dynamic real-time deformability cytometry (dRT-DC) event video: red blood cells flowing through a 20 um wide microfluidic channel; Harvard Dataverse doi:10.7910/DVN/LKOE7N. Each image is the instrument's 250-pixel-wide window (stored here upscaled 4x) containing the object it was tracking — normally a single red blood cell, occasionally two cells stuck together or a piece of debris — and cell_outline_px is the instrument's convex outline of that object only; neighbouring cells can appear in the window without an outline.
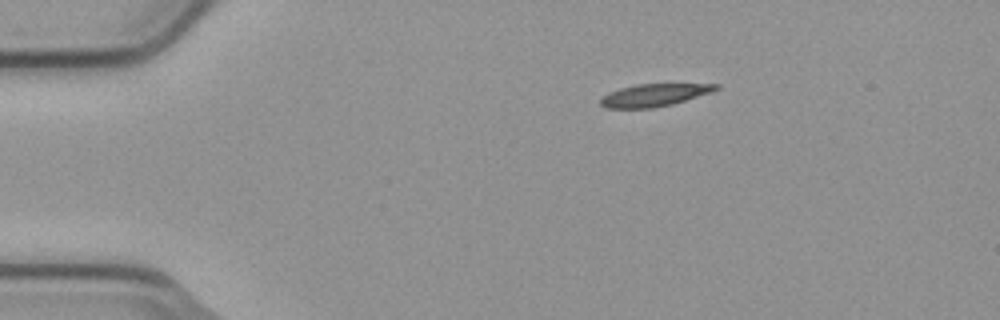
{"species": "common noctule bat (a hibernating species)", "species_latin": "Nyctalus noctula", "temperature_condition": "cold", "stored_images_in_passage": 2, "camera_frame_rate_fps": 3000, "um_per_image_px": 0.085, "animal": {"sex": "male", "body_mass_g": 23.1, "forearm_length_mm": 52.7}, "frame": {"image": 1, "passage_image": 1, "time_ms": 0.0, "image_size_px": [1000, 320], "cell_outline_px": [[720, 88], [712, 92], [672, 104], [652, 108], [604, 108], [600, 104], [600, 96], [608, 92], [620, 88], [636, 84], [720, 84]], "centroid_in_image_um": [55.56, 8.08], "position_along_channel_um": 29.4, "area_um2": 15.2}}